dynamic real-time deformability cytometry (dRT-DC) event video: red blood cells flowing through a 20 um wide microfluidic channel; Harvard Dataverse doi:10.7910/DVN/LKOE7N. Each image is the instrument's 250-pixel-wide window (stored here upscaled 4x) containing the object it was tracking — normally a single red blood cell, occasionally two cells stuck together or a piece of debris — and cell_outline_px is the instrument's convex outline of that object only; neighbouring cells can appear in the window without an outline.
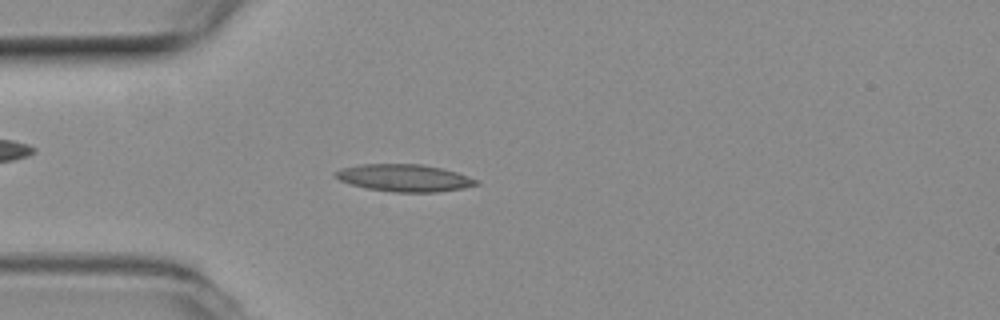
{"species": "common noctule bat (a hibernating species)", "species_latin": "Nyctalus noctula", "temperature_condition": "room temperature", "stored_images_in_passage": 4, "camera_frame_rate_fps": 3000, "um_per_image_px": 0.085, "animal": {"sex": "female", "body_mass_g": 19.3, "forearm_length_mm": 54.1}, "frame": {"image": 1, "passage_image": 4, "time_ms": 1.0, "image_size_px": [1000, 320], "cell_outline_px": [[480, 184], [464, 188], [436, 192], [396, 192], [368, 188], [352, 184], [340, 180], [332, 172], [340, 168], [360, 164], [420, 164], [440, 168], [456, 172], [480, 180]], "centroid_in_image_um": [34.39, 15.12], "position_along_channel_um": 50.6, "area_um2": 22.25}}